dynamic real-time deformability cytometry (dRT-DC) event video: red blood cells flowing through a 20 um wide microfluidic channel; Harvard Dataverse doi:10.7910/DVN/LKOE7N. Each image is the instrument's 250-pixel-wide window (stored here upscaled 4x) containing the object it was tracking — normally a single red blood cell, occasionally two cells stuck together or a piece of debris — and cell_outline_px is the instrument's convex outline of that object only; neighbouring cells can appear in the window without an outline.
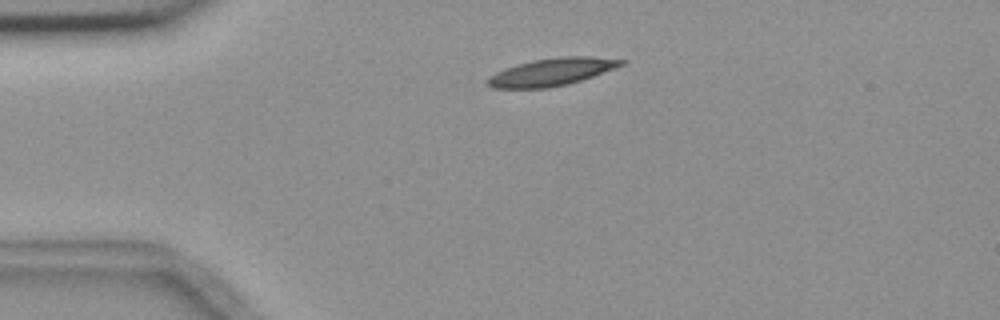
{"species": "common noctule bat (a hibernating species)", "species_latin": "Nyctalus noctula", "temperature_condition": "room temperature", "stored_images_in_passage": 2, "camera_frame_rate_fps": 3000, "um_per_image_px": 0.085, "animal": {"sex": "female", "body_mass_g": 18.4}, "frame": {"image": 1, "passage_image": 1, "time_ms": 0.0, "image_size_px": [1000, 320], "cell_outline_px": [[628, 60], [624, 64], [592, 76], [568, 84], [548, 88], [492, 88], [488, 84], [488, 76], [504, 68], [516, 64], [532, 60], [560, 56], [592, 56]], "centroid_in_image_um": [46.88, 6.1], "position_along_channel_um": 38.1, "area_um2": 21.39}}